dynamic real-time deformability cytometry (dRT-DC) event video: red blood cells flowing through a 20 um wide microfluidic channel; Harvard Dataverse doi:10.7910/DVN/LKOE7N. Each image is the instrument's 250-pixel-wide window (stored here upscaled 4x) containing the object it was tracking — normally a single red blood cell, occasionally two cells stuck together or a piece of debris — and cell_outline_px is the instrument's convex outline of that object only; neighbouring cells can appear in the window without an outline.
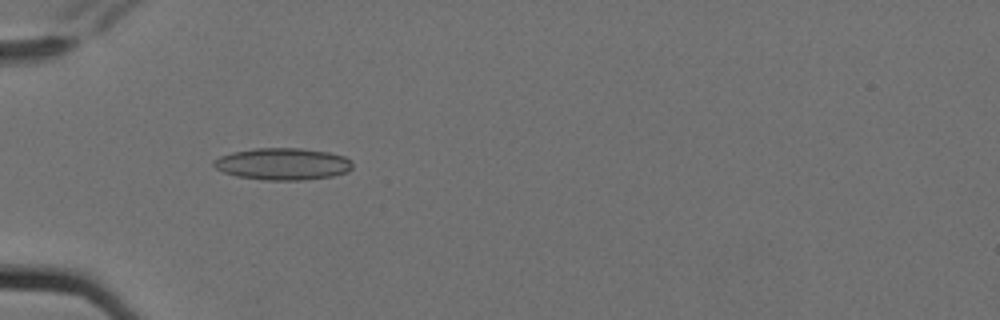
{"species": "Egyptian fruit bat (a non-hibernating species)", "species_latin": "Rousettus aegyptiacus", "temperature_condition": "cold", "stored_images_in_passage": 6, "camera_frame_rate_fps": 3000, "um_per_image_px": 0.085, "animal": {"sex": "female"}, "frame": {"image": 1, "passage_image": 6, "time_ms": 1.667, "image_size_px": [1000, 320], "cell_outline_px": [[352, 168], [348, 172], [332, 176], [300, 180], [264, 180], [236, 176], [224, 172], [216, 168], [212, 164], [212, 160], [220, 156], [232, 152], [256, 148], [300, 148], [328, 152], [344, 156], [352, 160]], "centroid_in_image_um": [24.03, 13.93], "position_along_channel_um": 61.0, "area_um2": 25.89}}